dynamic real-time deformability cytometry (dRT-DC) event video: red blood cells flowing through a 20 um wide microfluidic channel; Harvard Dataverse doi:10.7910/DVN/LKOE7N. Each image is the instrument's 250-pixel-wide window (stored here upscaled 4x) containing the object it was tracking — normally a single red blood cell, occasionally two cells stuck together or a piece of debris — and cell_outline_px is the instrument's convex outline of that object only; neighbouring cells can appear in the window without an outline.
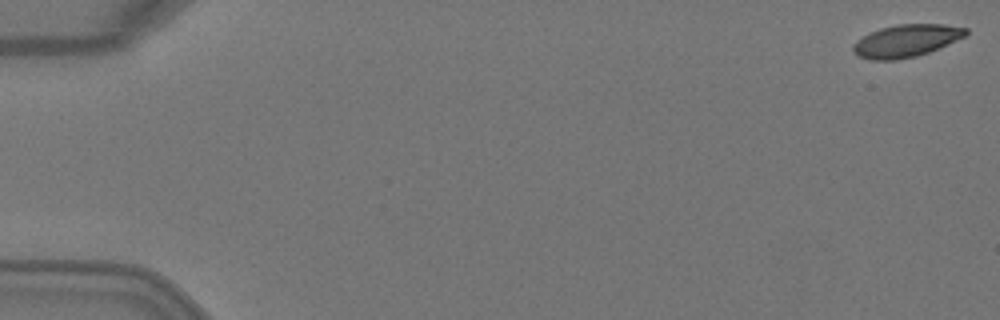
{"species": "Egyptian fruit bat (a non-hibernating species)", "species_latin": "Rousettus aegyptiacus", "temperature_condition": "warm", "stored_images_in_passage": 4, "camera_frame_rate_fps": 3000, "um_per_image_px": 0.085, "animal": {"sex": "female"}, "frame": {"image": 1, "passage_image": 1, "time_ms": 0.0, "image_size_px": [1000, 320], "cell_outline_px": [[968, 32], [964, 36], [956, 40], [928, 52], [916, 56], [896, 60], [868, 60], [856, 56], [852, 52], [852, 44], [856, 40], [880, 28], [896, 24], [944, 24], [968, 28]], "centroid_in_image_um": [76.97, 3.47], "position_along_channel_um": 8.0, "area_um2": 21.33}}
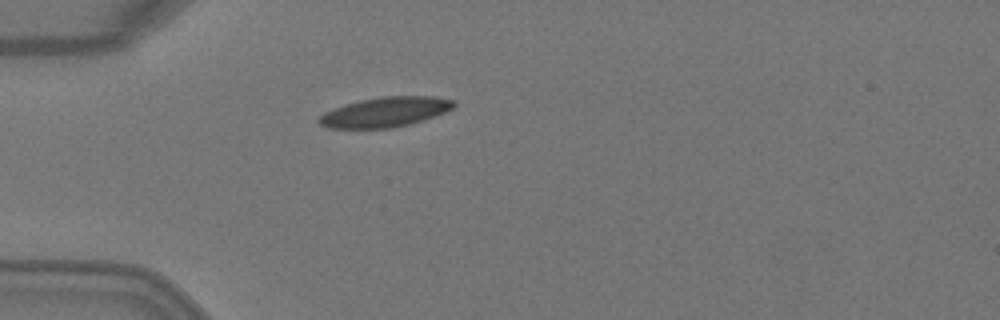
{"frame": {"image": 2, "passage_image": 4, "time_ms": 1.0, "image_size_px": [1000, 320], "cell_outline_px": [[456, 104], [452, 108], [444, 112], [424, 120], [392, 128], [328, 128], [320, 124], [316, 120], [324, 112], [344, 104], [360, 100], [380, 96], [436, 96], [456, 100]], "centroid_in_image_um": [32.74, 9.51], "position_along_channel_um": 52.3, "area_um2": 23.58}}